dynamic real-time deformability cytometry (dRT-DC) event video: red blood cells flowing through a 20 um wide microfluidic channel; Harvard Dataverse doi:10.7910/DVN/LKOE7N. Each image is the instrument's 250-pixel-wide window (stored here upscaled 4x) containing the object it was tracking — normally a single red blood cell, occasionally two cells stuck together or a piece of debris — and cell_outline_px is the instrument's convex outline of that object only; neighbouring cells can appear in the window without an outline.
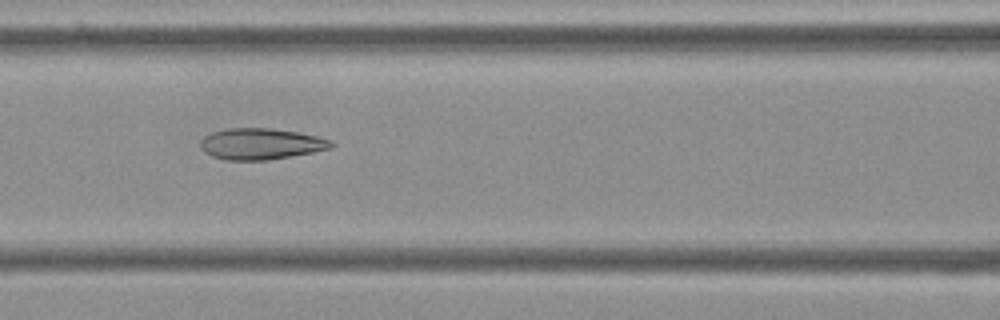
{"species": "Egyptian fruit bat (a non-hibernating species)", "species_latin": "Rousettus aegyptiacus", "temperature_condition": "cold", "stored_images_in_passage": 52, "camera_frame_rate_fps": 3000, "um_per_image_px": 0.085, "frame": {"image": 1, "passage_image": 20, "time_ms": 6.333, "image_size_px": [1000, 320], "cell_outline_px": [[336, 144], [332, 148], [312, 152], [264, 160], [228, 160], [212, 156], [204, 152], [200, 144], [200, 140], [204, 136], [212, 132], [228, 128], [268, 128], [296, 132], [316, 136], [332, 140]], "centroid_in_image_um": [22.16, 12.22], "position_along_channel_um": 144.4, "area_um2": 23.58}}
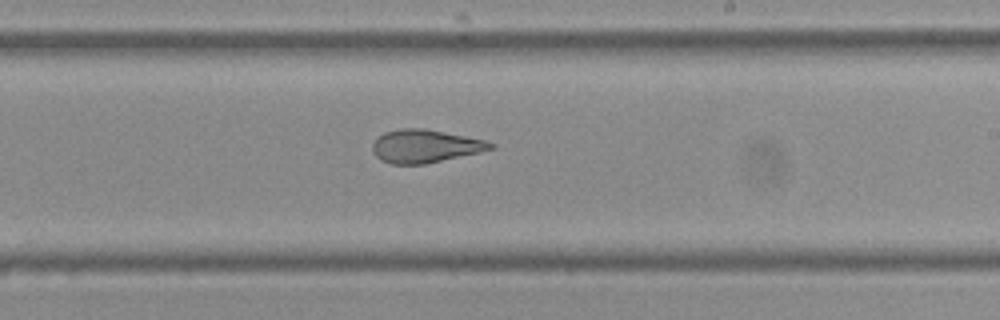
{"frame": {"image": 2, "passage_image": 29, "time_ms": 9.333, "image_size_px": [1000, 320], "cell_outline_px": [[496, 148], [480, 152], [424, 164], [392, 164], [380, 160], [372, 152], [372, 144], [384, 132], [400, 128], [424, 128], [484, 140], [496, 144]], "centroid_in_image_um": [36.12, 12.42], "position_along_channel_um": 252.9, "area_um2": 22.66}}
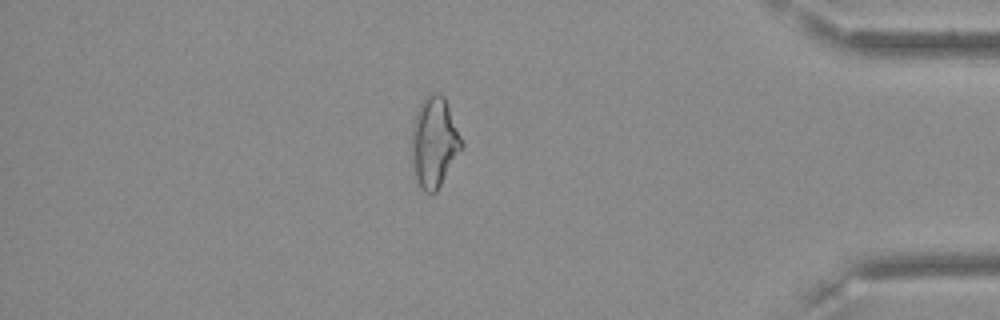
{"frame": {"image": 3, "passage_image": 44, "time_ms": 14.333, "image_size_px": [1000, 320], "cell_outline_px": [[464, 144], [436, 192], [432, 196], [424, 192], [420, 188], [412, 168], [412, 124], [416, 112], [424, 96], [432, 92], [440, 92], [444, 96]], "centroid_in_image_um": [36.89, 12.09], "position_along_channel_um": 398.3, "area_um2": 26.36}, "authors_computed_cell_mechanics": {"area_um2": 25.3453, "velocity_mm_per_s": 3.6201, "shape_relaxation_time_tau1_ms": null, "shape_relaxation_time_tau2_ms": 1.8397, "deformation_change_tau1": null, "deformation_change_tau2": 0.0805}}